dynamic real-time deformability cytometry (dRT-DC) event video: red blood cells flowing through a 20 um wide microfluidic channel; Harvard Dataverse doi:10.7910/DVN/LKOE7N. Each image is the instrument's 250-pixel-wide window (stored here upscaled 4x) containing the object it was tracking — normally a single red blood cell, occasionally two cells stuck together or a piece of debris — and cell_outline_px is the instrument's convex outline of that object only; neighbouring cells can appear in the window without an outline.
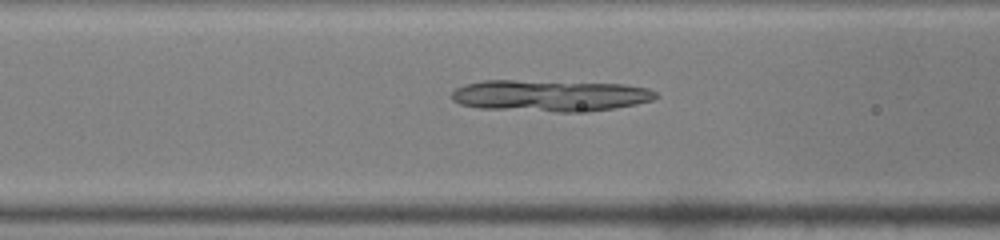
{"species": "common noctule bat (a hibernating species)", "species_latin": "Nyctalus noctula", "temperature_condition": "warm", "stored_images_in_passage": 48, "camera_frame_rate_fps": 3000, "um_per_image_px": 0.085, "animal": {"sex": "male", "body_mass_g": 19.0, "forearm_length_mm": 50.8}, "frame": {"image": 1, "passage_image": 20, "time_ms": 6.333, "image_size_px": [1000, 240], "cell_outline_px": [[660, 96], [652, 100], [636, 104], [588, 112], [556, 112], [480, 108], [460, 104], [452, 100], [452, 92], [456, 88], [464, 84], [484, 80], [512, 80], [624, 84], [648, 88], [656, 92]], "centroid_in_image_um": [46.75, 8.13], "position_along_channel_um": 119.9, "area_um2": 37.63}}
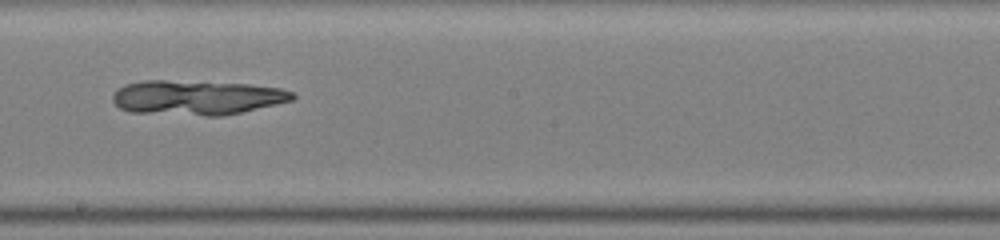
{"frame": {"image": 2, "passage_image": 28, "time_ms": 9.0, "image_size_px": [1000, 240], "cell_outline_px": [[296, 96], [292, 100], [240, 112], [220, 116], [208, 116], [132, 112], [120, 108], [112, 100], [112, 96], [124, 84], [144, 80], [164, 80], [248, 84], [280, 88], [296, 92]], "centroid_in_image_um": [16.73, 8.29], "position_along_channel_um": 231.5, "area_um2": 36.07}}
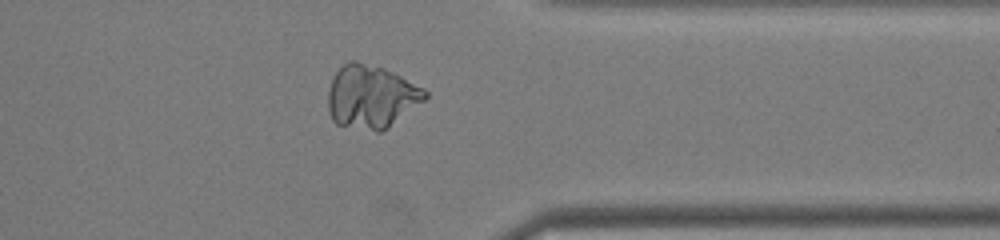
{"frame": {"image": 3, "passage_image": 39, "time_ms": 12.667, "image_size_px": [1000, 240], "cell_outline_px": [[428, 96], [424, 100], [380, 132], [376, 132], [336, 124], [332, 120], [328, 112], [328, 92], [332, 80], [336, 72], [348, 60], [356, 60], [384, 68], [424, 88], [428, 92]], "centroid_in_image_um": [31.52, 8.21], "position_along_channel_um": 379.9, "area_um2": 35.43}}